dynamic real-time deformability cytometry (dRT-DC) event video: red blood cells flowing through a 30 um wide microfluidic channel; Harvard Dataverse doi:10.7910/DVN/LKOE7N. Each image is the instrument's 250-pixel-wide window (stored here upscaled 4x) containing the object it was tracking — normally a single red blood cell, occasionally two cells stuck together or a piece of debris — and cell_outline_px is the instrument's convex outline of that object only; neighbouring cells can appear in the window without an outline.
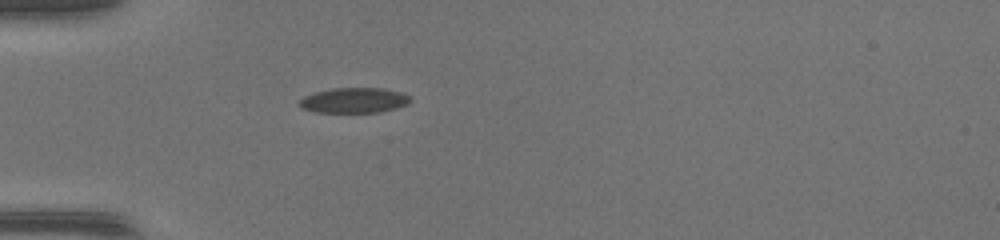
{"species": "common noctule bat (a hibernating species)", "species_latin": "Nyctalus noctula", "temperature_condition": "warm", "stored_images_in_passage": 35, "camera_frame_rate_fps": 3000, "um_per_image_px": 0.085, "animal": {"sex": "female", "body_mass_g": 17.0, "forearm_length_mm": 48.0}, "frame": {"image": 1, "passage_image": 1, "time_ms": 0.0, "image_size_px": [1000, 240], "cell_outline_px": [[412, 100], [408, 104], [396, 108], [376, 112], [316, 112], [300, 108], [296, 104], [304, 96], [316, 92], [332, 88], [384, 88], [404, 92], [412, 96]], "centroid_in_image_um": [30.12, 8.52], "position_along_channel_um": 54.9, "area_um2": 16.53}}
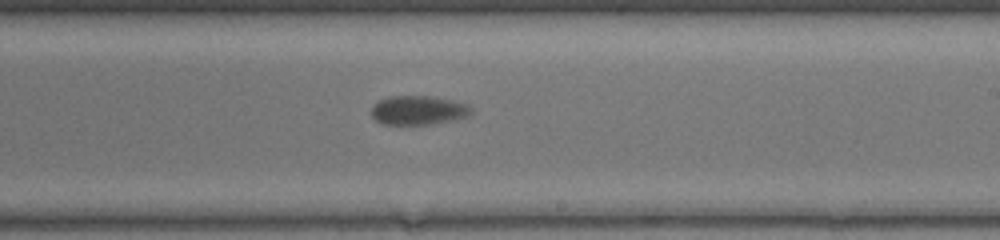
{"frame": {"image": 2, "passage_image": 16, "time_ms": 5.0, "image_size_px": [1000, 240], "cell_outline_px": [[472, 112], [468, 116], [452, 120], [432, 124], [384, 124], [376, 120], [372, 116], [372, 108], [376, 100], [392, 96], [432, 96], [452, 100], [468, 104], [472, 108]], "centroid_in_image_um": [35.56, 9.36], "position_along_channel_um": 253.4, "area_um2": 16.94}}
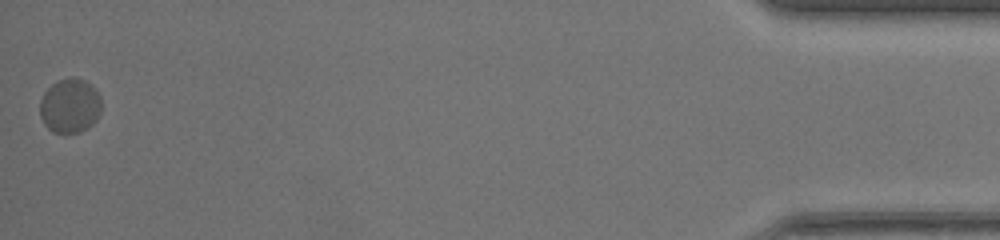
{"frame": {"image": 3, "passage_image": 35, "time_ms": 11.333, "image_size_px": [1000, 240], "cell_outline_px": [[100, 112], [96, 120], [88, 128], [80, 132], [52, 132], [44, 124], [40, 116], [40, 100], [44, 92], [56, 80], [72, 76], [84, 80], [92, 84], [96, 88], [100, 96]], "centroid_in_image_um": [5.94, 8.96], "position_along_channel_um": 429.3, "area_um2": 19.71}}